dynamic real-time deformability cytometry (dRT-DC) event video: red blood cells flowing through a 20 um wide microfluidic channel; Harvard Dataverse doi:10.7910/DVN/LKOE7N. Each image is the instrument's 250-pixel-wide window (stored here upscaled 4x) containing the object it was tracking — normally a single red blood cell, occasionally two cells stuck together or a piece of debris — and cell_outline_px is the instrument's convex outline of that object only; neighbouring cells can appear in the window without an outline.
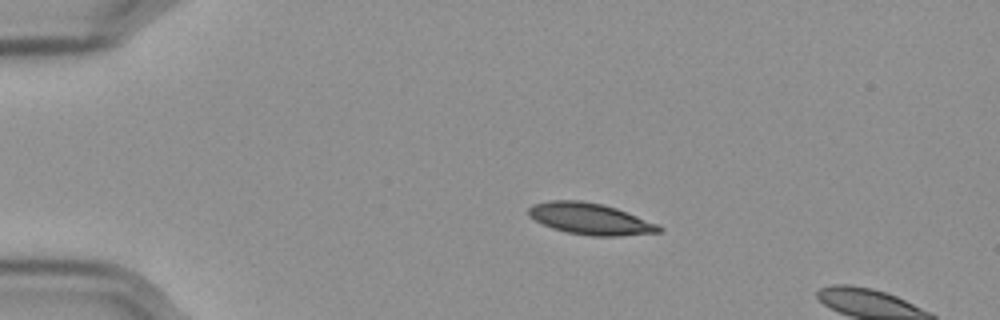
{"species": "Egyptian fruit bat (a non-hibernating species)", "species_latin": "Rousettus aegyptiacus", "temperature_condition": "cold", "stored_images_in_passage": 5, "camera_frame_rate_fps": 3000, "um_per_image_px": 0.085, "frame": {"image": 1, "passage_image": 1, "time_ms": 0.0, "image_size_px": [1000, 320], "cell_outline_px": [[664, 228], [660, 232], [620, 236], [592, 236], [568, 232], [552, 228], [528, 216], [528, 208], [532, 204], [548, 200], [580, 200], [604, 204], [616, 208], [660, 224]], "centroid_in_image_um": [50.19, 18.59], "position_along_channel_um": 34.8, "area_um2": 24.04}}